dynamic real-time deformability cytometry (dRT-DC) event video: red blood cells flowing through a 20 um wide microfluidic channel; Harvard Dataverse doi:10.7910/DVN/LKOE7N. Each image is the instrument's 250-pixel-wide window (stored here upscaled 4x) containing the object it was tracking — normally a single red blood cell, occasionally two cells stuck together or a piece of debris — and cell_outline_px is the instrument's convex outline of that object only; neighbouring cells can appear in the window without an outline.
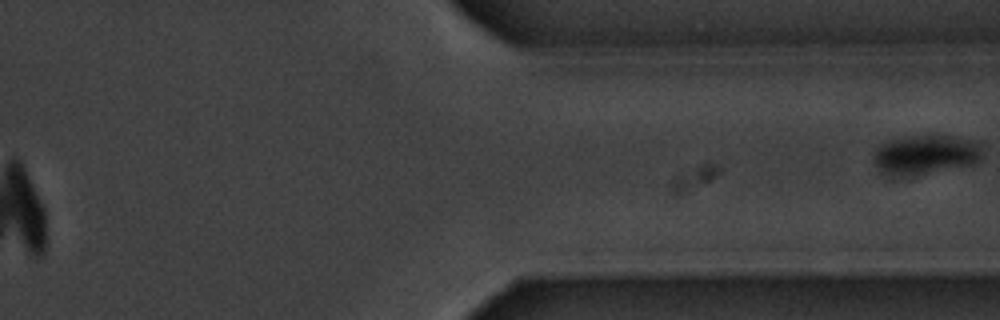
{"species": "common noctule bat (a hibernating species)", "species_latin": "Nyctalus noctula", "temperature_condition": "warm", "stored_images_in_passage": 10, "camera_frame_rate_fps": 3000, "um_per_image_px": 0.085, "animal": {"sex": "male", "body_mass_g": 20.1, "forearm_length_mm": 53.5}, "frame": {"image": 1, "passage_image": 10, "time_ms": 11.333, "image_size_px": [1000, 320], "cell_outline_px": [[984, 156], [980, 160], [972, 164], [912, 176], [892, 176], [880, 172], [876, 164], [876, 152], [884, 144], [908, 136], [924, 132], [932, 132], [960, 136], [972, 140], [984, 152]], "centroid_in_image_um": [78.75, 13.11], "position_along_channel_um": 332.6, "area_um2": 25.32}}